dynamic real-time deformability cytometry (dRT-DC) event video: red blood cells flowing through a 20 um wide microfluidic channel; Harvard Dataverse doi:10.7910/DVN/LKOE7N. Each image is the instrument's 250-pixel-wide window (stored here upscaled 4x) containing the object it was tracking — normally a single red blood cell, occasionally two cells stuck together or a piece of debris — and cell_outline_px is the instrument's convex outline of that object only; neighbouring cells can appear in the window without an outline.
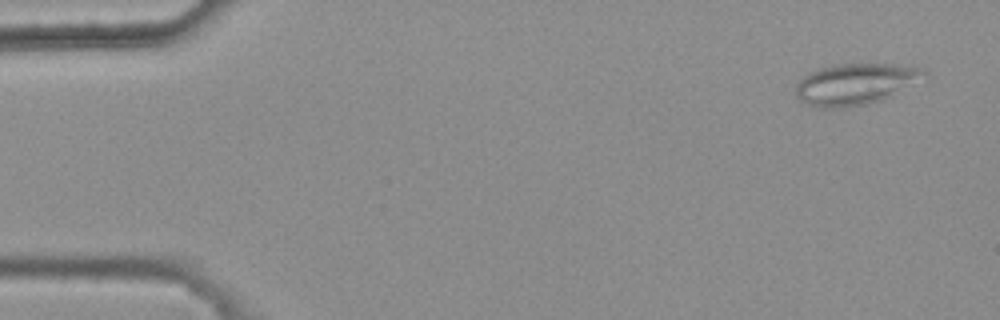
{"species": "common noctule bat (a hibernating species)", "species_latin": "Nyctalus noctula", "temperature_condition": "warm", "stored_images_in_passage": 5, "camera_frame_rate_fps": 3000, "um_per_image_px": 0.085, "animal": {"sex": "female", "body_mass_g": 25.1}, "frame": {"image": 1, "passage_image": 1, "time_ms": 0.0, "image_size_px": [1000, 320], "cell_outline_px": [[928, 76], [892, 96], [868, 104], [844, 108], [824, 108], [808, 104], [800, 100], [796, 96], [796, 88], [800, 80], [808, 72], [832, 64], [896, 64], [924, 68], [928, 72]], "centroid_in_image_um": [72.75, 7.14], "position_along_channel_um": 12.2, "area_um2": 31.1}}